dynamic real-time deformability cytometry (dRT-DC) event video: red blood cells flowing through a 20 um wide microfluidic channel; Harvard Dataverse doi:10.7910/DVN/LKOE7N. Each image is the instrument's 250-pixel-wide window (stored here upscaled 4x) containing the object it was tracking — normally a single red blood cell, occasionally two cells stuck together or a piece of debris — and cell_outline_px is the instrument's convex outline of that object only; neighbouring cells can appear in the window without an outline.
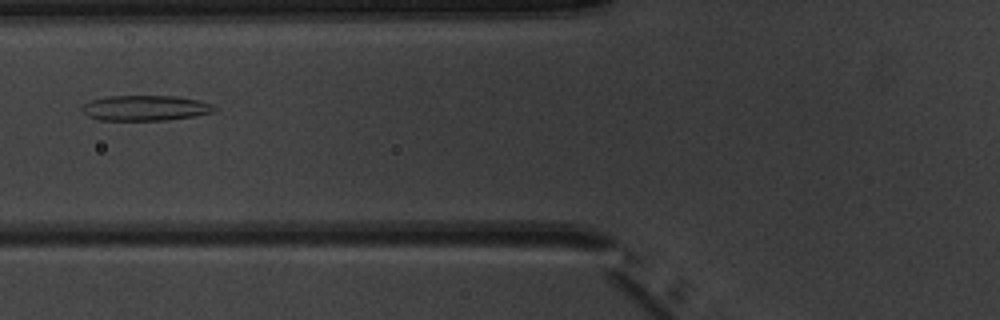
{"species": "common noctule bat (a hibernating species)", "species_latin": "Nyctalus noctula", "temperature_condition": "warm", "stored_images_in_passage": 6, "camera_frame_rate_fps": 3000, "um_per_image_px": 0.085, "animal": {"sex": "male", "body_mass_g": 20.1, "forearm_length_mm": 53.5}, "frame": {"image": 1, "passage_image": 5, "time_ms": 5.667, "image_size_px": [1000, 320], "cell_outline_px": [[216, 112], [168, 120], [100, 120], [88, 116], [80, 108], [84, 104], [92, 100], [104, 96], [176, 96], [196, 100], [212, 104], [216, 108]], "centroid_in_image_um": [12.34, 9.18], "position_along_channel_um": 113.5, "area_um2": 19.48}}
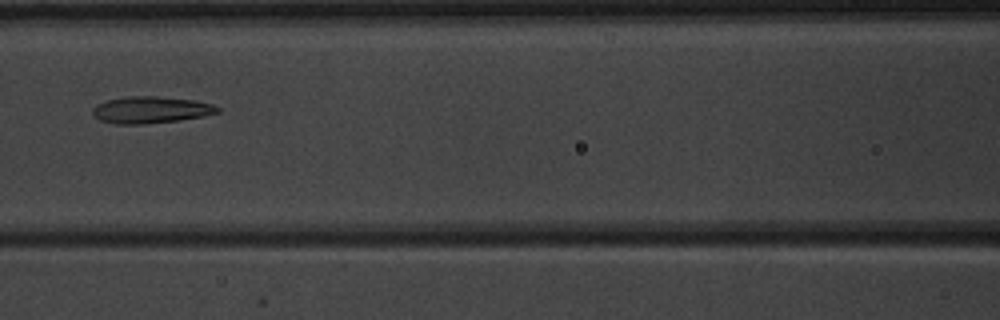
{"frame": {"image": 2, "passage_image": 6, "time_ms": 6.667, "image_size_px": [1000, 320], "cell_outline_px": [[220, 112], [204, 116], [180, 120], [144, 124], [116, 124], [100, 120], [92, 116], [92, 108], [96, 104], [108, 100], [128, 96], [156, 96], [196, 100], [212, 104], [220, 108]], "centroid_in_image_um": [12.81, 9.34], "position_along_channel_um": 153.8, "area_um2": 19.65}}